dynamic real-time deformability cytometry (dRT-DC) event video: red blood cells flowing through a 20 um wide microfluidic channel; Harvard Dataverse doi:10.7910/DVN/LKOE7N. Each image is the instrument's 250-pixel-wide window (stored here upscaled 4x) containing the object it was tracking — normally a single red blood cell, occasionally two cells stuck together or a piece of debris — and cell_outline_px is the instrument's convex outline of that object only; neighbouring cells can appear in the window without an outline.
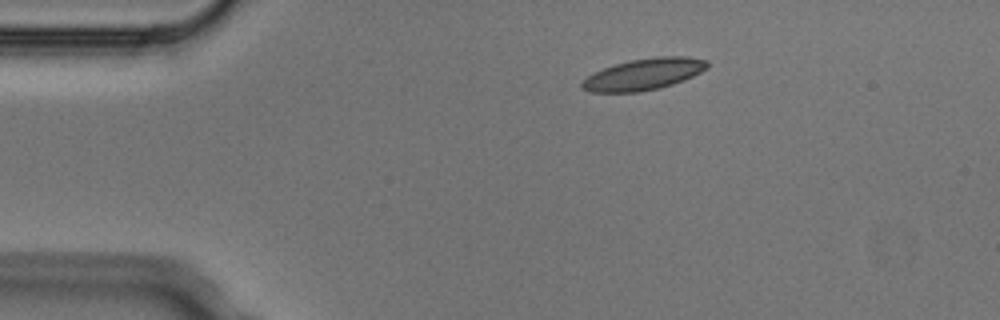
{"species": "Egyptian fruit bat (a non-hibernating species)", "species_latin": "Rousettus aegyptiacus", "temperature_condition": "cold", "stored_images_in_passage": 2, "camera_frame_rate_fps": 3000, "um_per_image_px": 0.085, "animal": {"sex": "male"}, "frame": {"image": 1, "passage_image": 2, "time_ms": 0.333, "image_size_px": [1000, 320], "cell_outline_px": [[708, 68], [684, 80], [660, 88], [640, 92], [592, 92], [580, 88], [580, 84], [588, 76], [604, 68], [628, 60], [656, 56], [688, 56], [708, 60]], "centroid_in_image_um": [54.74, 6.3], "position_along_channel_um": 30.3, "area_um2": 23.0}}